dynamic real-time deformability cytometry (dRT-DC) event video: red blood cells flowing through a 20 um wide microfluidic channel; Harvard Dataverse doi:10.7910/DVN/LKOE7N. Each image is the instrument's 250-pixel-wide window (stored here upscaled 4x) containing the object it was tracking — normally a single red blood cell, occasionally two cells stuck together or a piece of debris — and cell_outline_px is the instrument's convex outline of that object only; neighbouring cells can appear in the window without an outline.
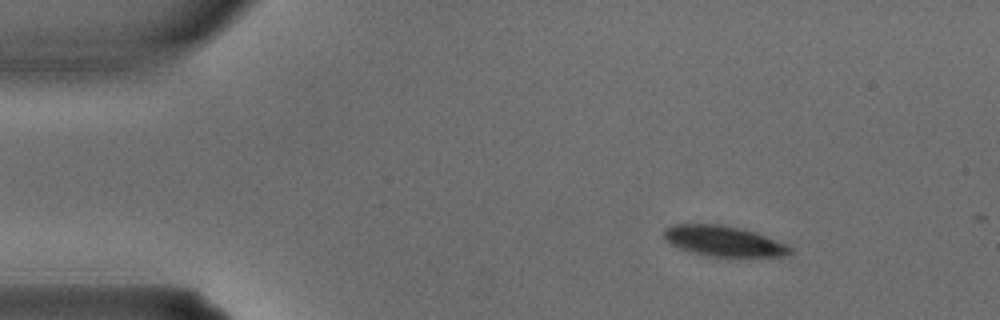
{"species": "common noctule bat (a hibernating species)", "species_latin": "Nyctalus noctula", "temperature_condition": "warm", "stored_images_in_passage": 3, "camera_frame_rate_fps": 3000, "um_per_image_px": 0.085, "animal": {"sex": "male", "body_mass_g": 15.6}, "frame": {"image": 1, "passage_image": 1, "time_ms": 0.0, "image_size_px": [1000, 320], "cell_outline_px": [[792, 252], [784, 256], [708, 256], [680, 248], [672, 244], [664, 236], [664, 228], [672, 224], [720, 224], [740, 228], [756, 232], [788, 244], [792, 248]], "centroid_in_image_um": [61.54, 20.48], "position_along_channel_um": 23.5, "area_um2": 22.2}}